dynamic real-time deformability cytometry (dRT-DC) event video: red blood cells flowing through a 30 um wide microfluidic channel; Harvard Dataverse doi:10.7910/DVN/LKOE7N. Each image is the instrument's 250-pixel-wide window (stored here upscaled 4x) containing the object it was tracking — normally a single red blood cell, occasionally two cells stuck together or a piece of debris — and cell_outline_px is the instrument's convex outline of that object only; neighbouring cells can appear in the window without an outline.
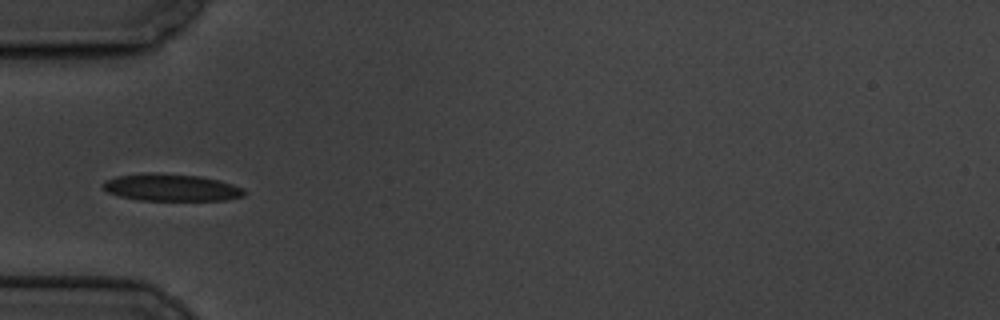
{"species": "common noctule bat (a hibernating species)", "species_latin": "Nyctalus noctula", "temperature_condition": "cold", "stored_images_in_passage": 4, "camera_frame_rate_fps": 3000, "um_per_image_px": 0.085, "animal": {"sex": "male", "body_mass_g": 19.5, "forearm_length_mm": 54.6}, "frame": {"image": 1, "passage_image": 1, "time_ms": 0.0, "image_size_px": [1000, 320], "cell_outline_px": [[248, 192], [244, 196], [224, 200], [140, 200], [120, 196], [108, 192], [100, 184], [104, 180], [116, 176], [144, 172], [152, 172], [200, 176], [220, 180], [244, 188]], "centroid_in_image_um": [14.55, 15.92], "position_along_channel_um": 70.4, "area_um2": 22.6}}
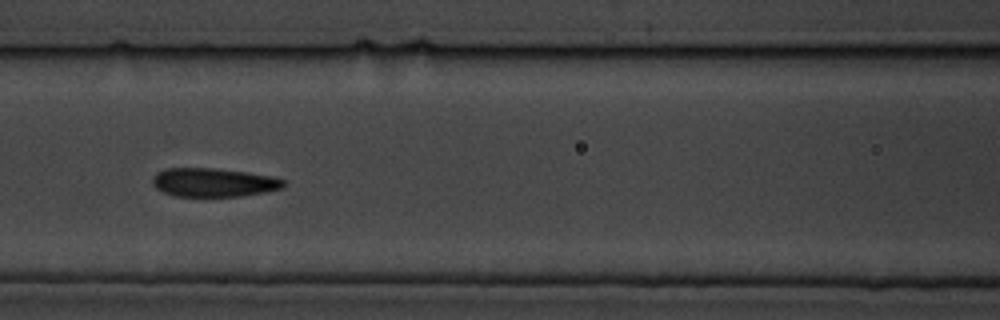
{"frame": {"image": 2, "passage_image": 3, "time_ms": 2.333, "image_size_px": [1000, 320], "cell_outline_px": [[284, 188], [264, 192], [240, 196], [176, 196], [164, 192], [156, 188], [152, 184], [152, 176], [156, 172], [168, 168], [216, 168], [248, 172], [272, 176], [284, 180]], "centroid_in_image_um": [18.14, 15.5], "position_along_channel_um": 148.5, "area_um2": 21.96}}
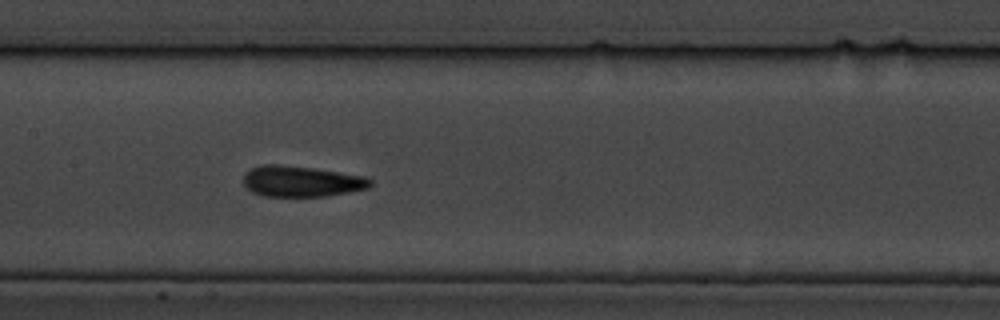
{"frame": {"image": 3, "passage_image": 4, "time_ms": 3.333, "image_size_px": [1000, 320], "cell_outline_px": [[372, 184], [368, 188], [328, 196], [264, 196], [252, 192], [244, 184], [244, 172], [252, 168], [264, 164], [280, 164], [312, 168], [364, 176], [372, 180]], "centroid_in_image_um": [25.6, 15.41], "position_along_channel_um": 181.8, "area_um2": 22.72}}